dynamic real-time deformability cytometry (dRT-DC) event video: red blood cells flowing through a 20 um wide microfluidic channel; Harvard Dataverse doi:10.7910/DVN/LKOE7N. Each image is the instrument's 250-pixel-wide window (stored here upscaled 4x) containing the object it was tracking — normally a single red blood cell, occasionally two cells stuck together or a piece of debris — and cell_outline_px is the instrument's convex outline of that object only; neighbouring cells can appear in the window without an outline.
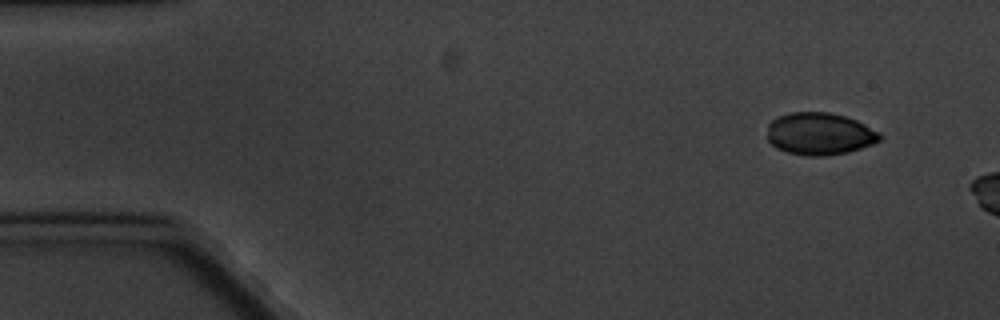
{"species": "common noctule bat (a hibernating species)", "species_latin": "Nyctalus noctula", "temperature_condition": "cold", "stored_images_in_passage": 4, "camera_frame_rate_fps": 3000, "um_per_image_px": 0.085, "animal": {"sex": "male", "body_mass_g": 20.1, "forearm_length_mm": 53.5}, "frame": {"image": 1, "passage_image": 1, "time_ms": 0.0, "image_size_px": [1000, 320], "cell_outline_px": [[880, 140], [872, 144], [848, 152], [820, 156], [808, 156], [788, 152], [776, 148], [768, 140], [768, 124], [772, 120], [780, 116], [792, 112], [828, 112], [844, 116], [856, 120], [880, 132]], "centroid_in_image_um": [69.66, 11.37], "position_along_channel_um": 15.3, "area_um2": 27.51}}